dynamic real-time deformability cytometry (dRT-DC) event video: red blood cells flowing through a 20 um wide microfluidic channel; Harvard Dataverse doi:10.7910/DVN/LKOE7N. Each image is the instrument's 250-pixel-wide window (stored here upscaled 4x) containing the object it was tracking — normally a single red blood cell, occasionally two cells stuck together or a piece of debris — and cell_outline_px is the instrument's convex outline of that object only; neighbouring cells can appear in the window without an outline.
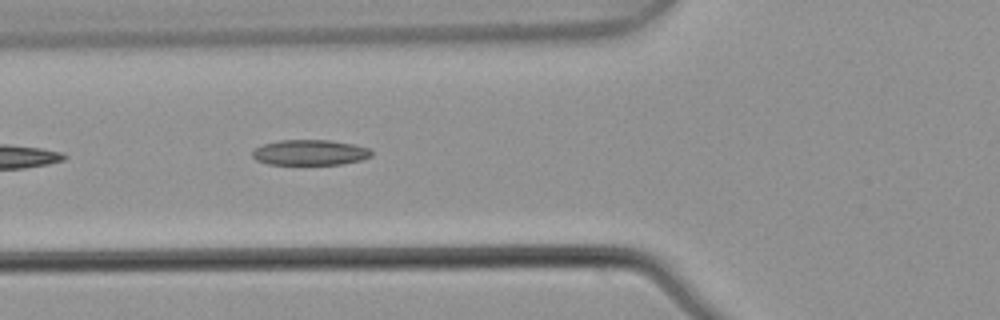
{"species": "common noctule bat (a hibernating species)", "species_latin": "Nyctalus noctula", "temperature_condition": "warm", "stored_images_in_passage": 5, "camera_frame_rate_fps": 3000, "um_per_image_px": 0.085, "animal": {"sex": "male", "body_mass_g": 21.5, "forearm_length_mm": 52.0}, "frame": {"image": 1, "passage_image": 5, "time_ms": 1.333, "image_size_px": [1000, 320], "cell_outline_px": [[372, 156], [360, 160], [340, 164], [268, 164], [256, 160], [252, 156], [252, 152], [256, 148], [264, 144], [280, 140], [328, 140], [352, 144], [368, 148], [372, 152]], "centroid_in_image_um": [26.33, 12.96], "position_along_channel_um": 99.5, "area_um2": 17.46}}